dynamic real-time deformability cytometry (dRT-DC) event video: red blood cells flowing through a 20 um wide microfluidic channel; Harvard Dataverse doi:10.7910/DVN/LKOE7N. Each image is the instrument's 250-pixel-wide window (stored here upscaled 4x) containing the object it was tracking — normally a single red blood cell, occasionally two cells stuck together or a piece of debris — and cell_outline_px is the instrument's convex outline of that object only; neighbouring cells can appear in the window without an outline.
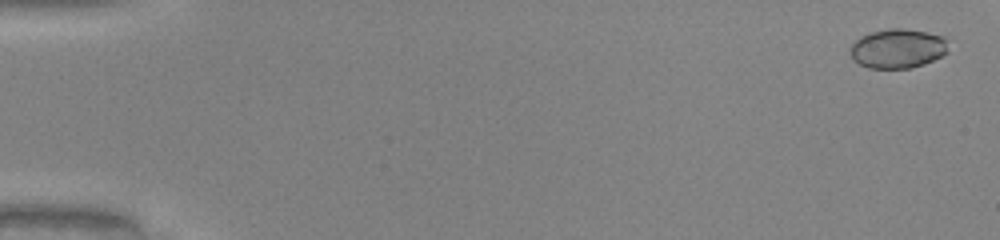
{"species": "common noctule bat (a hibernating species)", "species_latin": "Nyctalus noctula", "temperature_condition": "warm", "stored_images_in_passage": 43, "camera_frame_rate_fps": 3000, "um_per_image_px": 0.085, "animal": {"sex": "male", "body_mass_g": 20.0, "forearm_length_mm": 53.3}, "frame": {"image": 1, "passage_image": 2, "time_ms": 0.333, "image_size_px": [1000, 240], "cell_outline_px": [[948, 52], [924, 64], [912, 68], [868, 68], [852, 60], [848, 52], [852, 44], [860, 36], [872, 32], [888, 28], [904, 28], [944, 36]], "centroid_in_image_um": [76.26, 4.13], "position_along_channel_um": 8.7, "area_um2": 22.54}}
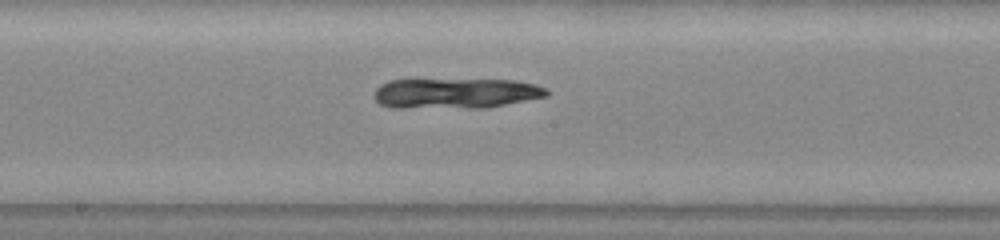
{"frame": {"image": 2, "passage_image": 29, "time_ms": 9.333, "image_size_px": [1000, 240], "cell_outline_px": [[548, 96], [484, 108], [392, 108], [380, 104], [372, 96], [372, 92], [380, 84], [388, 80], [512, 80], [536, 84], [548, 88]], "centroid_in_image_um": [38.68, 7.94], "position_along_channel_um": 209.5, "area_um2": 30.75}}
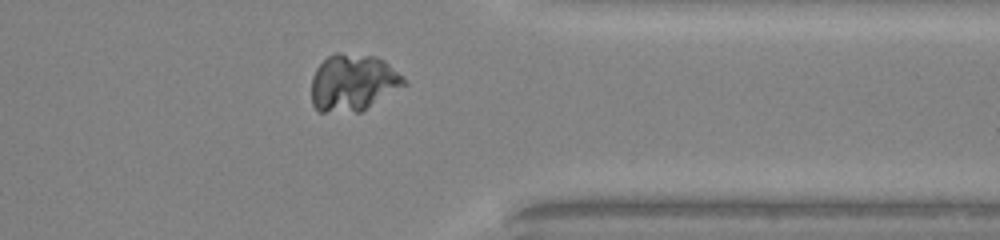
{"frame": {"image": 3, "passage_image": 42, "time_ms": 13.667, "image_size_px": [1000, 240], "cell_outline_px": [[408, 84], [360, 112], [320, 112], [312, 104], [312, 76], [316, 68], [328, 56], [336, 52], [340, 52], [376, 56], [384, 60], [408, 80]], "centroid_in_image_um": [30.03, 7.01], "position_along_channel_um": 381.4, "area_um2": 30.98}}